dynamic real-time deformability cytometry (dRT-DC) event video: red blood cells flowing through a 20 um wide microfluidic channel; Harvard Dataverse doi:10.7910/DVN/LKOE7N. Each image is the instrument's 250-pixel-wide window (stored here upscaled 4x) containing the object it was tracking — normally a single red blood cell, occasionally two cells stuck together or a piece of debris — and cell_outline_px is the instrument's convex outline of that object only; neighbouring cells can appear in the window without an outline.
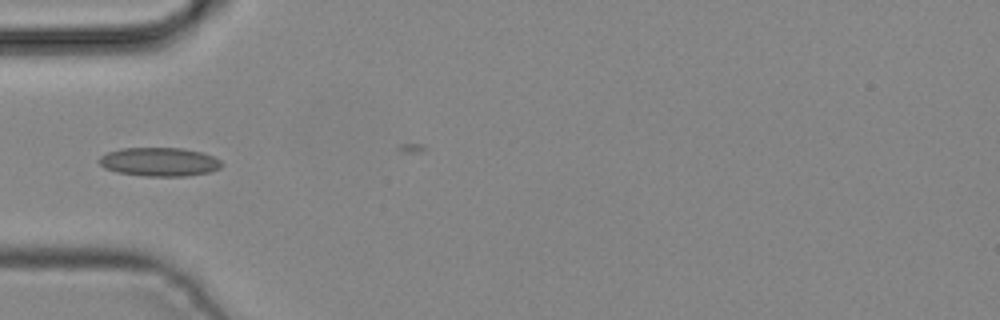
{"species": "common noctule bat (a hibernating species)", "species_latin": "Nyctalus noctula", "temperature_condition": "cold", "stored_images_in_passage": 5, "camera_frame_rate_fps": 3000, "um_per_image_px": 0.085, "animal": {"sex": "male", "body_mass_g": 19.2, "forearm_length_mm": 51.8}, "frame": {"image": 1, "passage_image": 4, "time_ms": 1.0, "image_size_px": [1000, 320], "cell_outline_px": [[224, 164], [220, 168], [208, 172], [184, 176], [144, 176], [116, 172], [104, 168], [96, 160], [100, 156], [108, 152], [120, 148], [184, 148], [204, 152], [220, 160]], "centroid_in_image_um": [13.53, 13.75], "position_along_channel_um": 71.5, "area_um2": 20.69}}
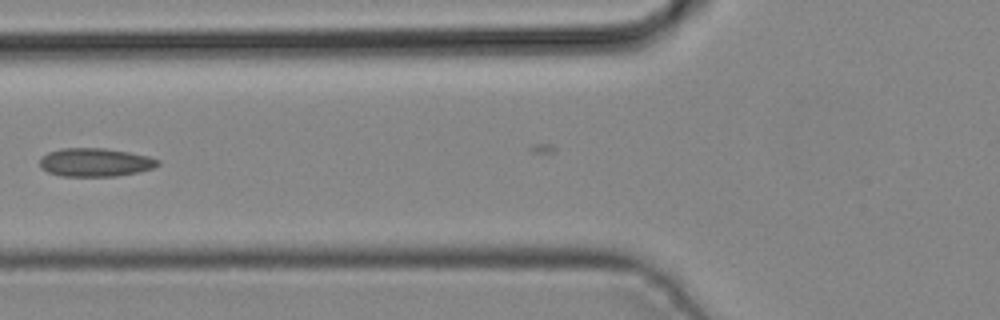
{"frame": {"image": 2, "passage_image": 5, "time_ms": 1.333, "image_size_px": [1000, 320], "cell_outline_px": [[160, 164], [152, 168], [136, 172], [116, 176], [64, 176], [48, 172], [40, 168], [40, 156], [48, 152], [60, 148], [104, 148], [128, 152], [148, 156], [160, 160]], "centroid_in_image_um": [8.06, 13.79], "position_along_channel_um": 117.7, "area_um2": 19.54}}